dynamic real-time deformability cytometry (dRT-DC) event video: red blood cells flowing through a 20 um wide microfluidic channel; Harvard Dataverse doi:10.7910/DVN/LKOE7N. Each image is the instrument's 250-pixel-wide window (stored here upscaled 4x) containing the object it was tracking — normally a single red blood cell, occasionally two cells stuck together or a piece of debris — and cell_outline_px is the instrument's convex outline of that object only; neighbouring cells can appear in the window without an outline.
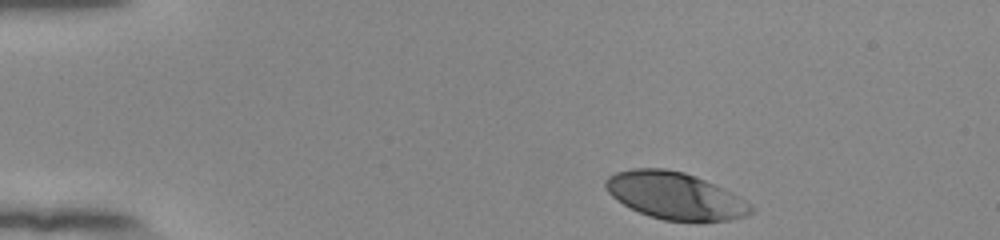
{"species": "human", "species_latin": "Homo sapiens", "temperature_condition": "room temperature", "stored_images_in_passage": 38, "camera_frame_rate_fps": 3000, "um_per_image_px": 0.085, "donor": {"sex": "female"}, "frame": {"image": 1, "passage_image": 1, "time_ms": 0.0, "image_size_px": [1000, 240], "cell_outline_px": [[756, 208], [752, 212], [744, 216], [728, 220], [664, 220], [648, 216], [616, 200], [608, 192], [604, 184], [604, 180], [608, 176], [616, 172], [632, 168], [664, 168], [684, 172], [696, 176], [724, 188], [732, 192]], "centroid_in_image_um": [57.36, 16.61], "position_along_channel_um": 27.6, "area_um2": 39.59}}
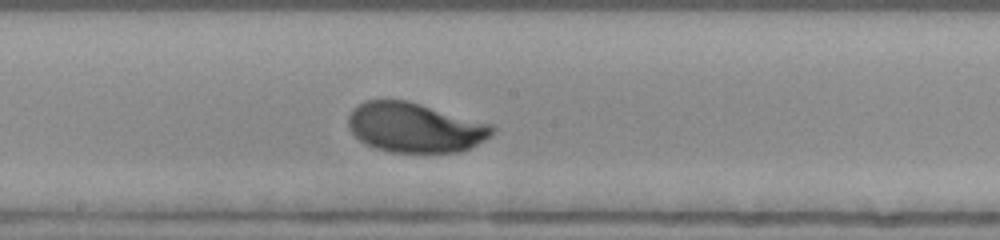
{"frame": {"image": 2, "passage_image": 22, "time_ms": 7.0, "image_size_px": [1000, 240], "cell_outline_px": [[496, 132], [492, 136], [472, 148], [460, 152], [392, 152], [376, 148], [364, 144], [348, 128], [348, 116], [352, 108], [364, 100], [408, 100], [492, 124], [496, 128]], "centroid_in_image_um": [35.29, 10.84], "position_along_channel_um": 212.9, "area_um2": 42.14}}
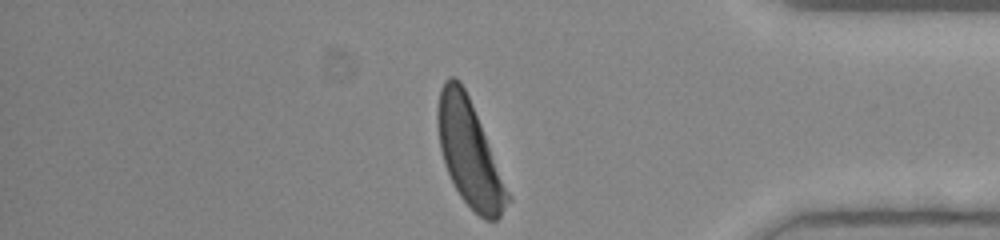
{"frame": {"image": 3, "passage_image": 38, "time_ms": 12.333, "image_size_px": [1000, 240], "cell_outline_px": [[512, 200], [500, 216], [496, 220], [484, 220], [460, 196], [444, 164], [440, 148], [436, 120], [436, 108], [440, 88], [444, 80], [448, 76], [456, 76], [460, 80], [472, 104], [512, 196]], "centroid_in_image_um": [39.9, 12.99], "position_along_channel_um": 395.3, "area_um2": 43.18}, "authors_computed_cell_mechanics": {"area_um2": 41.7894, "velocity_mm_per_s": 3.829, "shape_relaxation_time_tau1_ms": 2.5908, "shape_relaxation_time_tau2_ms": null, "deformation_change_tau1": 0.1627, "deformation_change_tau2": null}}